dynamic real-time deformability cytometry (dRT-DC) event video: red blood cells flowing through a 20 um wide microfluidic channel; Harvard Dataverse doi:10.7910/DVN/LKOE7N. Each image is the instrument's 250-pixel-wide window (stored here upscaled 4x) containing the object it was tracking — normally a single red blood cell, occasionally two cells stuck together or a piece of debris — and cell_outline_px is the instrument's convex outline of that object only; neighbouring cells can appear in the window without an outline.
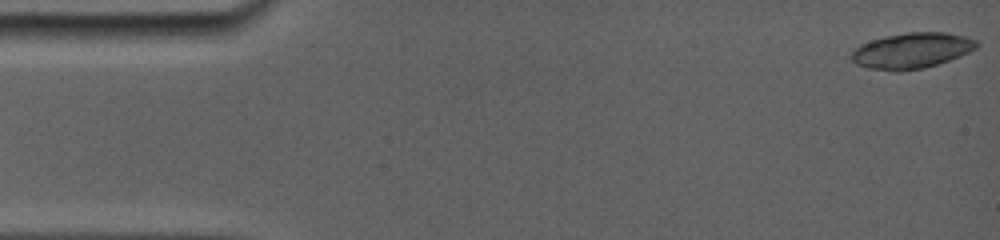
{"species": "common noctule bat (a hibernating species)", "species_latin": "Nyctalus noctula", "temperature_condition": "room temperature", "stored_images_in_passage": 11, "camera_frame_rate_fps": 5000, "um_per_image_px": 0.085, "animal": {"sex": "female", "body_mass_g": 19.0, "forearm_length_mm": 56.7}, "frame": {"image": 1, "passage_image": 1, "time_ms": 0.0, "image_size_px": [1000, 240], "cell_outline_px": [[980, 44], [976, 48], [960, 56], [924, 68], [900, 72], [892, 72], [868, 68], [856, 64], [848, 56], [860, 44], [884, 36], [908, 32], [944, 32], [964, 36], [980, 40]], "centroid_in_image_um": [77.49, 4.31], "position_along_channel_um": 7.5, "area_um2": 26.3}}
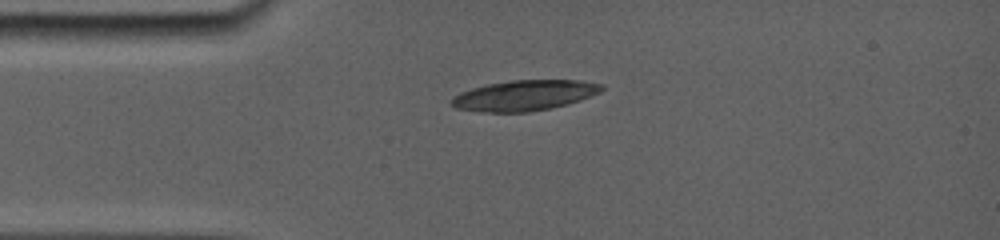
{"frame": {"image": 2, "passage_image": 10, "time_ms": 3.6, "image_size_px": [1000, 240], "cell_outline_px": [[604, 88], [600, 92], [592, 96], [568, 104], [528, 112], [488, 112], [456, 108], [452, 104], [452, 96], [460, 92], [472, 88], [488, 84], [512, 80], [580, 80], [604, 84]], "centroid_in_image_um": [44.61, 8.1], "position_along_channel_um": 40.4, "area_um2": 26.53}}